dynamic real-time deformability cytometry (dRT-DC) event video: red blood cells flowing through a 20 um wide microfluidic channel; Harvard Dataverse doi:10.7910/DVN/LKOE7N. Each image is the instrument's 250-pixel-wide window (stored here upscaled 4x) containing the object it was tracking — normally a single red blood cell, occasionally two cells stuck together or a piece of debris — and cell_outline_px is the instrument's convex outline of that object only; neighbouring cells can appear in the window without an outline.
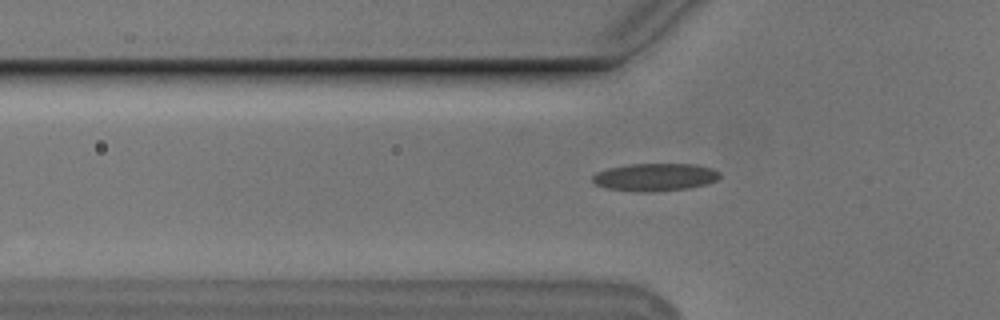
{"species": "Egyptian fruit bat (a non-hibernating species)", "species_latin": "Rousettus aegyptiacus", "temperature_condition": "cold", "stored_images_in_passage": 41, "camera_frame_rate_fps": 3000, "um_per_image_px": 0.085, "animal": {"sex": "male"}, "frame": {"image": 1, "passage_image": 6, "time_ms": 1.667, "image_size_px": [1000, 320], "cell_outline_px": [[720, 176], [716, 180], [708, 184], [688, 188], [652, 192], [640, 192], [608, 188], [596, 184], [592, 180], [592, 176], [596, 172], [608, 168], [628, 164], [692, 164], [712, 168], [720, 172]], "centroid_in_image_um": [55.68, 15.05], "position_along_channel_um": 70.1, "area_um2": 20.52}}
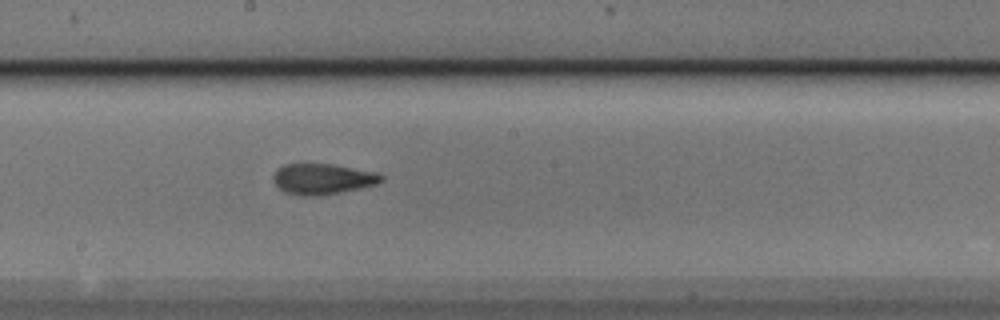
{"frame": {"image": 2, "passage_image": 18, "time_ms": 5.667, "image_size_px": [1000, 320], "cell_outline_px": [[384, 180], [380, 184], [320, 196], [296, 196], [284, 192], [272, 180], [272, 176], [276, 168], [284, 164], [328, 164], [376, 172], [384, 176]], "centroid_in_image_um": [27.4, 15.23], "position_along_channel_um": 220.8, "area_um2": 19.54}}
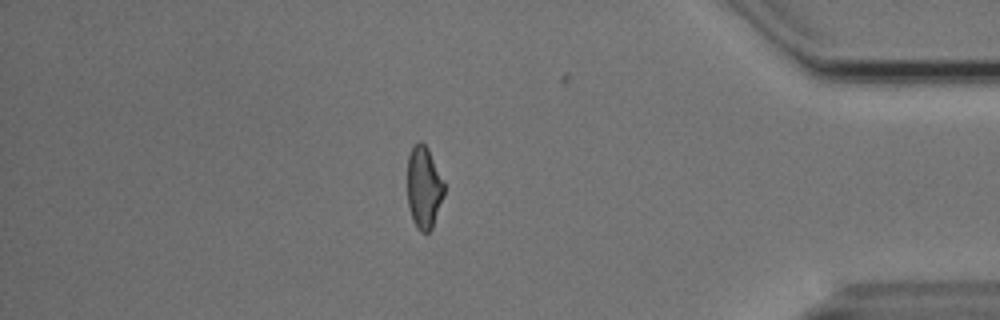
{"frame": {"image": 3, "passage_image": 35, "time_ms": 11.333, "image_size_px": [1000, 320], "cell_outline_px": [[444, 196], [432, 228], [428, 232], [420, 232], [416, 228], [412, 220], [408, 204], [408, 156], [412, 148], [420, 140], [428, 148], [444, 184]], "centroid_in_image_um": [36.02, 15.97], "position_along_channel_um": 399.2, "area_um2": 17.46}}